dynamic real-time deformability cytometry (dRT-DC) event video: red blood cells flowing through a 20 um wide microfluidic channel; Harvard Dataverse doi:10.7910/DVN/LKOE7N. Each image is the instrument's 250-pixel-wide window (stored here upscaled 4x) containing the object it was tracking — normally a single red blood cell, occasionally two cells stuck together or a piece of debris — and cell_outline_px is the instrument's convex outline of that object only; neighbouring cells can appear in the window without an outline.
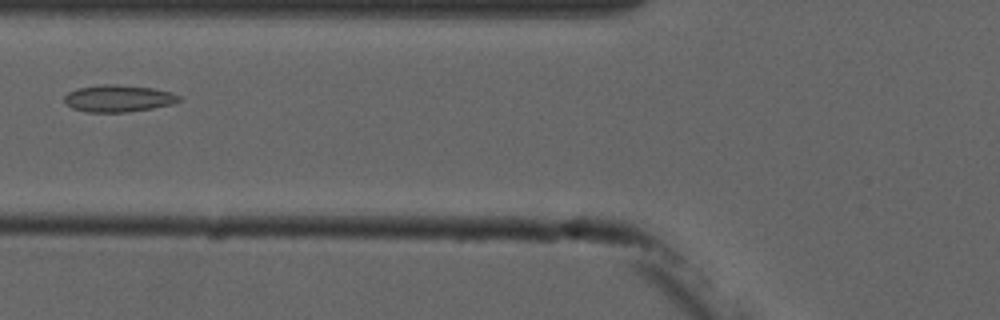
{"species": "common noctule bat (a hibernating species)", "species_latin": "Nyctalus noctula", "temperature_condition": "cold", "stored_images_in_passage": 4, "camera_frame_rate_fps": 3000, "um_per_image_px": 0.085, "animal": {"sex": "male", "forearm_length_mm": 52.5}, "frame": {"image": 1, "passage_image": 4, "time_ms": 4.667, "image_size_px": [1000, 320], "cell_outline_px": [[180, 100], [172, 104], [152, 108], [128, 112], [84, 112], [72, 108], [64, 100], [64, 96], [68, 92], [76, 88], [104, 84], [116, 84], [152, 88], [172, 92], [180, 96]], "centroid_in_image_um": [10.04, 8.36], "position_along_channel_um": 115.8, "area_um2": 18.03}}